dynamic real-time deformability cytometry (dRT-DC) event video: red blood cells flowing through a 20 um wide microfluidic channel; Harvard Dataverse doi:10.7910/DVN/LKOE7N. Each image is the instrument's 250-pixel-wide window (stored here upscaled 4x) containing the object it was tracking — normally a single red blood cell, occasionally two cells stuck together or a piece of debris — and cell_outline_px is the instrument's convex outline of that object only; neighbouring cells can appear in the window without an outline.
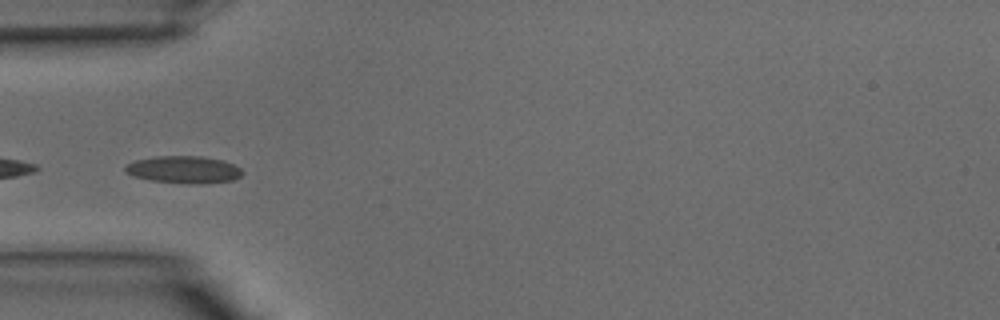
{"species": "common noctule bat (a hibernating species)", "species_latin": "Nyctalus noctula", "temperature_condition": "warm", "stored_images_in_passage": 7, "camera_frame_rate_fps": 3000, "um_per_image_px": 0.085, "animal": {"sex": "male", "body_mass_g": 15.6}, "frame": {"image": 1, "passage_image": 1, "time_ms": 0.0, "image_size_px": [1000, 320], "cell_outline_px": [[244, 172], [240, 176], [232, 180], [200, 184], [192, 184], [152, 180], [132, 176], [124, 172], [124, 164], [132, 160], [156, 156], [200, 156], [224, 160], [240, 168]], "centroid_in_image_um": [15.56, 14.41], "position_along_channel_um": 69.4, "area_um2": 18.79}}